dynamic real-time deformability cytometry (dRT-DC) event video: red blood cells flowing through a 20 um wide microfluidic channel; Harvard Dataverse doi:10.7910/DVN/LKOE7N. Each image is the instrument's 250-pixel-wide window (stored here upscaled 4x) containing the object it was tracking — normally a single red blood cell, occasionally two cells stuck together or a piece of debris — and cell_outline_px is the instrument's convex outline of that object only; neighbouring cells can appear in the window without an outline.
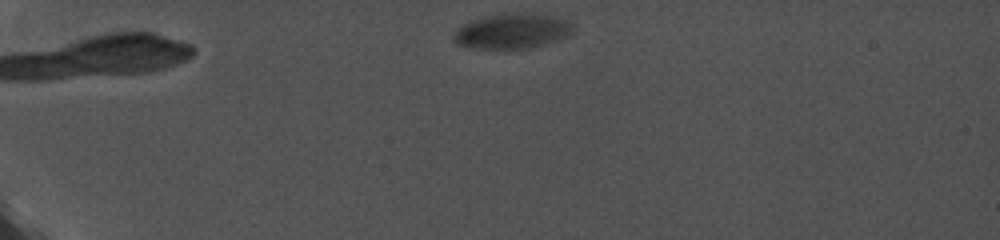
{"species": "common noctule bat (a hibernating species)", "species_latin": "Nyctalus noctula", "temperature_condition": "cold", "stored_images_in_passage": 45, "camera_frame_rate_fps": 5000, "um_per_image_px": 0.085, "animal": {"sex": "female", "body_mass_g": 19.0, "forearm_length_mm": 56.7}, "frame": {"image": 1, "passage_image": 2, "time_ms": 0.2, "image_size_px": [1000, 240], "cell_outline_px": [[572, 32], [564, 36], [544, 44], [528, 48], [476, 48], [456, 44], [452, 40], [452, 32], [460, 24], [484, 16], [504, 12], [552, 16], [564, 20], [572, 24]], "centroid_in_image_um": [43.4, 2.63], "position_along_channel_um": 41.6, "area_um2": 24.16}}
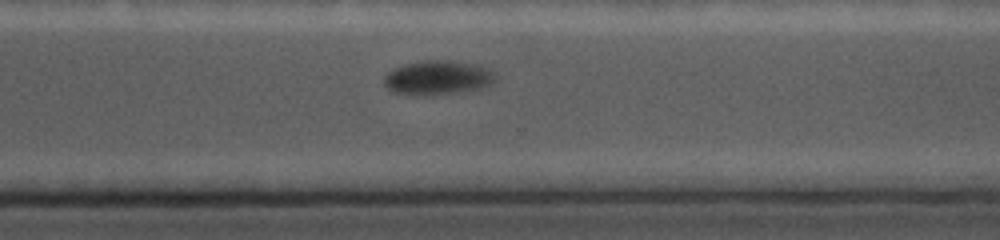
{"frame": {"image": 2, "passage_image": 34, "time_ms": 6.6, "image_size_px": [1000, 240], "cell_outline_px": [[496, 80], [488, 88], [432, 96], [396, 92], [388, 88], [384, 84], [384, 76], [388, 72], [404, 64], [428, 60], [448, 60], [476, 64], [488, 68], [496, 72]], "centroid_in_image_um": [37.31, 6.61], "position_along_channel_um": 333.3, "area_um2": 22.48}}
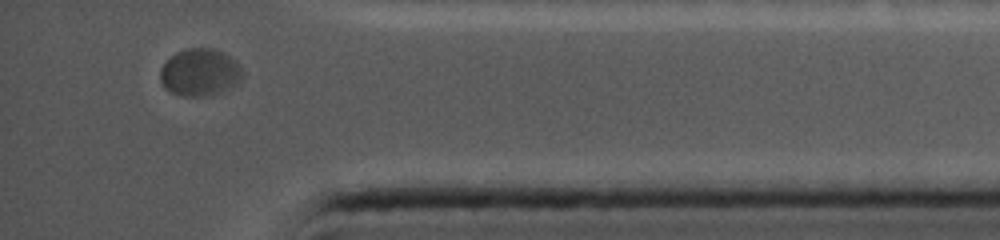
{"frame": {"image": 3, "passage_image": 42, "time_ms": 8.2, "image_size_px": [1000, 240], "cell_outline_px": [[244, 76], [240, 84], [220, 92], [208, 96], [184, 96], [172, 92], [164, 88], [160, 80], [160, 68], [176, 52], [188, 48], [216, 48], [224, 52], [236, 60], [244, 72]], "centroid_in_image_um": [17.05, 6.15], "position_along_channel_um": 418.2, "area_um2": 23.06}}